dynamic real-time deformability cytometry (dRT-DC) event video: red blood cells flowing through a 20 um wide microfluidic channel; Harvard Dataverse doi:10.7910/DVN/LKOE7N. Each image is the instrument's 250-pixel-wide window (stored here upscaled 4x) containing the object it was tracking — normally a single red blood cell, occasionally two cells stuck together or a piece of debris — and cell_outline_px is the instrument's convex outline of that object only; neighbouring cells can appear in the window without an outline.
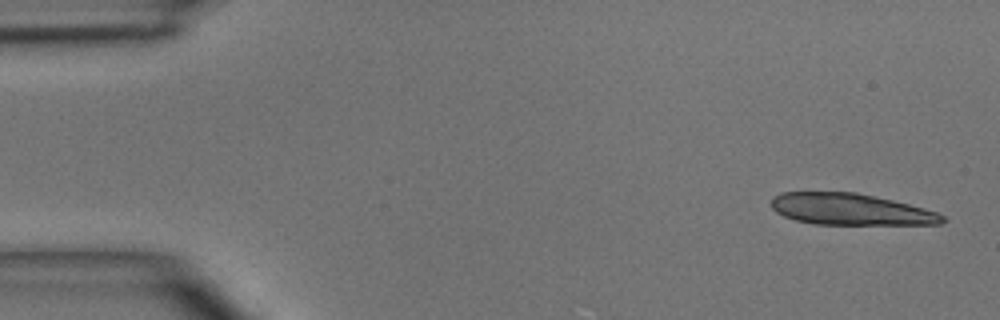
{"species": "common noctule bat (a hibernating species)", "species_latin": "Nyctalus noctula", "temperature_condition": "room temperature", "stored_images_in_passage": 3, "camera_frame_rate_fps": 3000, "um_per_image_px": 0.085, "animal": {"sex": "male", "body_mass_g": 15.6}, "frame": {"image": 1, "passage_image": 1, "time_ms": 0.0, "image_size_px": [1000, 320], "cell_outline_px": [[948, 220], [940, 224], [816, 224], [796, 220], [784, 216], [776, 212], [772, 208], [772, 196], [780, 192], [856, 192], [892, 200], [924, 208], [936, 212], [944, 216]], "centroid_in_image_um": [72.28, 17.79], "position_along_channel_um": 12.7, "area_um2": 31.27}}